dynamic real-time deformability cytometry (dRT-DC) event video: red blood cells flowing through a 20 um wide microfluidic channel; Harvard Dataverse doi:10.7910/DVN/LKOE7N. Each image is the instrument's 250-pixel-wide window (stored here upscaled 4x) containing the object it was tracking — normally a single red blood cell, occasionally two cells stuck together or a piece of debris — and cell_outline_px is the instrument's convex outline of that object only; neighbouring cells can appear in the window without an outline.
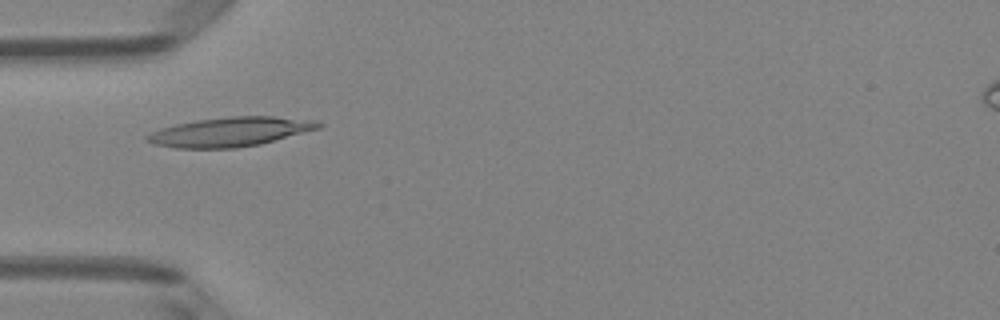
{"species": "Egyptian fruit bat (a non-hibernating species)", "species_latin": "Rousettus aegyptiacus", "temperature_condition": "room temperature", "stored_images_in_passage": 50, "camera_frame_rate_fps": 3000, "um_per_image_px": 0.085, "animal": {"sex": "female"}, "frame": {"image": 1, "passage_image": 15, "time_ms": 4.667, "image_size_px": [1000, 320], "cell_outline_px": [[324, 124], [320, 128], [260, 144], [236, 148], [176, 148], [152, 144], [144, 140], [144, 136], [160, 128], [176, 124], [196, 120], [232, 116], [272, 116], [316, 120]], "centroid_in_image_um": [19.54, 11.2], "position_along_channel_um": 65.5, "area_um2": 29.36}}
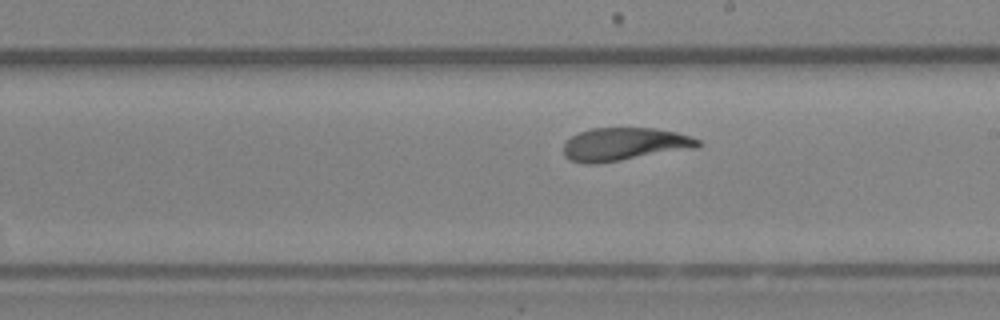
{"frame": {"image": 2, "passage_image": 28, "time_ms": 9.0, "image_size_px": [1000, 320], "cell_outline_px": [[704, 144], [696, 148], [596, 164], [584, 164], [568, 160], [564, 156], [564, 140], [580, 132], [592, 128], [656, 128], [676, 132], [700, 140]], "centroid_in_image_um": [53.05, 12.26], "position_along_channel_um": 235.9, "area_um2": 26.01}}
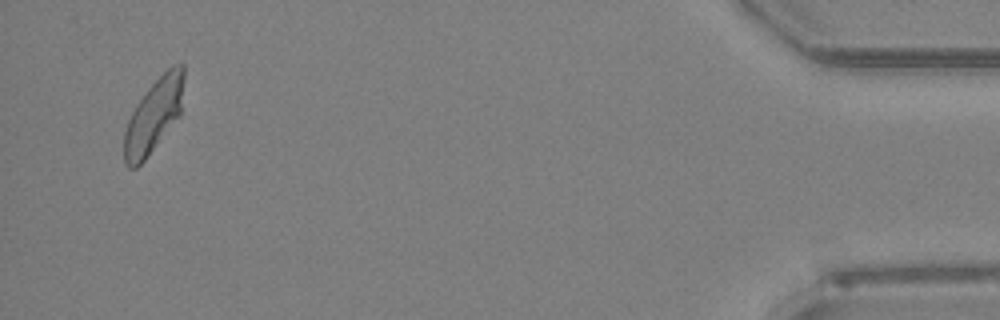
{"frame": {"image": 3, "passage_image": 48, "time_ms": 15.667, "image_size_px": [1000, 320], "cell_outline_px": [[184, 76], [180, 116], [144, 160], [136, 168], [128, 168], [124, 164], [124, 132], [128, 120], [136, 104], [148, 88], [172, 64], [184, 64]], "centroid_in_image_um": [13.06, 9.83], "position_along_channel_um": 422.1, "area_um2": 25.49}, "authors_computed_cell_mechanics": {"area_um2": 26.3568, "velocity_mm_per_s": 3.9692, "shape_relaxation_time_tau1_ms": 5.1993, "shape_relaxation_time_tau2_ms": 1.5849, "deformation_change_tau1": 0.1689, "deformation_change_tau2": 0.0777}}